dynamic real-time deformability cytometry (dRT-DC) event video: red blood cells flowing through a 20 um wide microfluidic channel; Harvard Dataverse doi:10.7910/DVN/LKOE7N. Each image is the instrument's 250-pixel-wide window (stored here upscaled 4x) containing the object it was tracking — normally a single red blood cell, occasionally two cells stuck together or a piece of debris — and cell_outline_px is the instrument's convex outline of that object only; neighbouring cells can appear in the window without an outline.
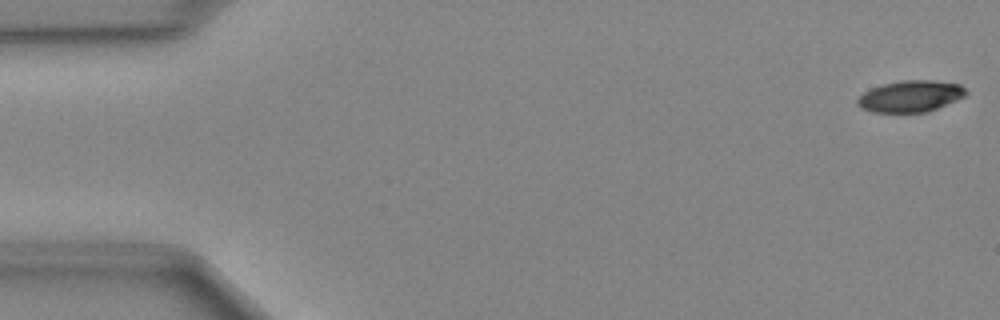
{"species": "Egyptian fruit bat (a non-hibernating species)", "species_latin": "Rousettus aegyptiacus", "temperature_condition": "cold", "stored_images_in_passage": 49, "camera_frame_rate_fps": 3000, "um_per_image_px": 0.085, "animal": {"sex": "female"}, "frame": {"image": 1, "passage_image": 1, "time_ms": 0.0, "image_size_px": [1000, 320], "cell_outline_px": [[968, 92], [964, 96], [956, 100], [928, 112], [872, 112], [860, 108], [856, 104], [856, 100], [864, 92], [872, 88], [884, 84], [900, 80], [932, 80], [960, 84]], "centroid_in_image_um": [77.37, 8.18], "position_along_channel_um": 7.6, "area_um2": 19.88}}
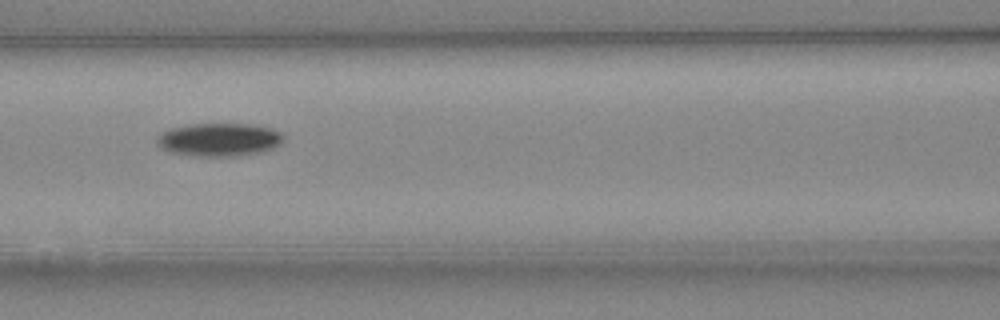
{"frame": {"image": 2, "passage_image": 21, "time_ms": 6.667, "image_size_px": [1000, 320], "cell_outline_px": [[284, 140], [280, 144], [272, 148], [260, 152], [236, 156], [192, 156], [168, 152], [160, 148], [156, 144], [156, 140], [160, 132], [168, 128], [188, 124], [252, 124], [272, 128], [280, 132], [284, 136]], "centroid_in_image_um": [18.57, 11.86], "position_along_channel_um": 148.0, "area_um2": 24.85}}
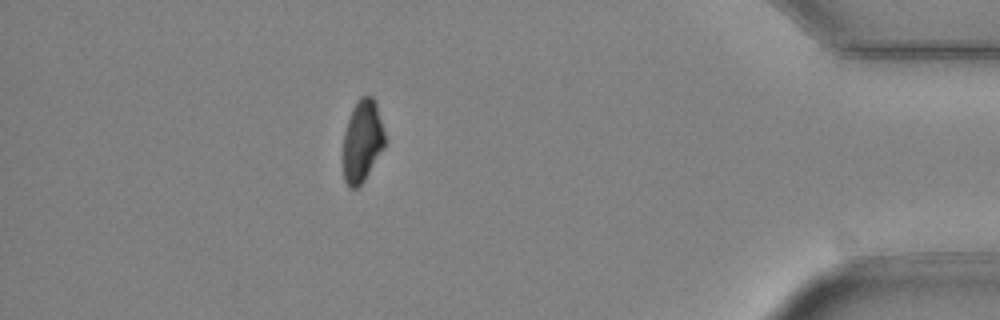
{"frame": {"image": 3, "passage_image": 43, "time_ms": 14.0, "image_size_px": [1000, 320], "cell_outline_px": [[384, 148], [364, 180], [356, 188], [348, 188], [344, 180], [344, 132], [352, 108], [356, 100], [360, 96], [372, 96], [376, 104], [384, 132]], "centroid_in_image_um": [30.78, 11.98], "position_along_channel_um": 404.4, "area_um2": 19.71}}